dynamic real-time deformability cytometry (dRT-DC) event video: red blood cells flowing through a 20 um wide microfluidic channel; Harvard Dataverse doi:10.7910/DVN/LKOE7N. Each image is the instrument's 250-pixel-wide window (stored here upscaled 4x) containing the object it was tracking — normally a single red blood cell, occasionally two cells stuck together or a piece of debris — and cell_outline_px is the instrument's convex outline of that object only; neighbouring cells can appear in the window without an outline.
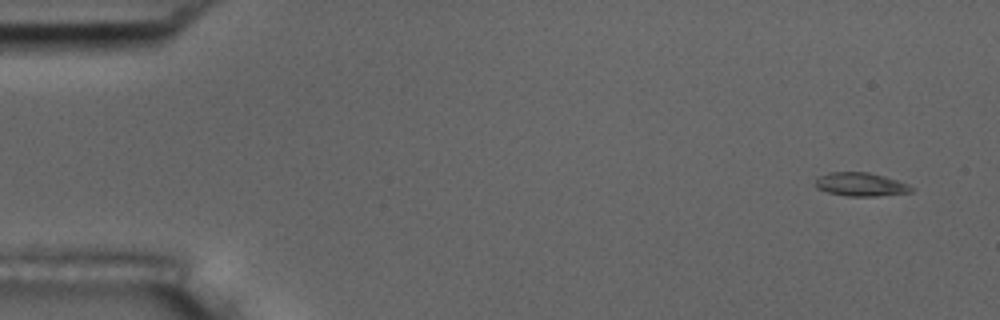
{"species": "common noctule bat (a hibernating species)", "species_latin": "Nyctalus noctula", "temperature_condition": "room temperature", "stored_images_in_passage": 4, "camera_frame_rate_fps": 3000, "um_per_image_px": 0.085, "animal": {"sex": "male", "body_mass_g": 17.5, "forearm_length_mm": 52.3}, "frame": {"image": 1, "passage_image": 1, "time_ms": 0.0, "image_size_px": [1000, 320], "cell_outline_px": [[916, 188], [912, 192], [876, 196], [848, 196], [828, 192], [816, 188], [816, 180], [820, 176], [828, 172], [868, 172], [884, 176], [908, 184]], "centroid_in_image_um": [73.19, 15.67], "position_along_channel_um": 11.8, "area_um2": 13.12}}
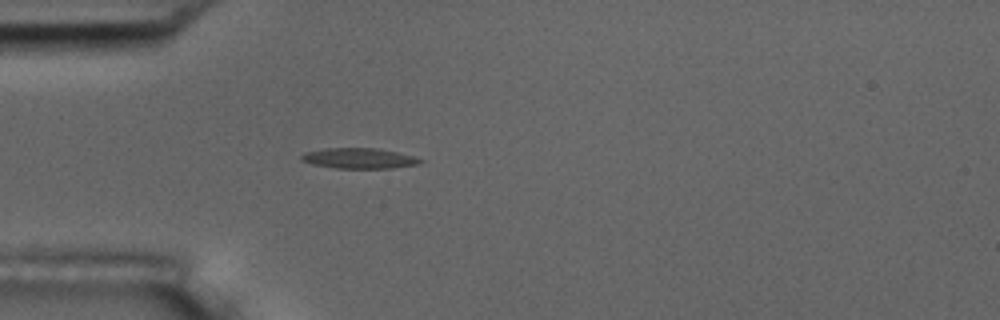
{"frame": {"image": 2, "passage_image": 4, "time_ms": 4.333, "image_size_px": [1000, 320], "cell_outline_px": [[424, 160], [420, 164], [392, 168], [336, 168], [312, 164], [300, 160], [300, 156], [304, 152], [324, 148], [376, 148], [396, 152], [412, 156]], "centroid_in_image_um": [30.49, 13.45], "position_along_channel_um": 54.5, "area_um2": 14.16}}